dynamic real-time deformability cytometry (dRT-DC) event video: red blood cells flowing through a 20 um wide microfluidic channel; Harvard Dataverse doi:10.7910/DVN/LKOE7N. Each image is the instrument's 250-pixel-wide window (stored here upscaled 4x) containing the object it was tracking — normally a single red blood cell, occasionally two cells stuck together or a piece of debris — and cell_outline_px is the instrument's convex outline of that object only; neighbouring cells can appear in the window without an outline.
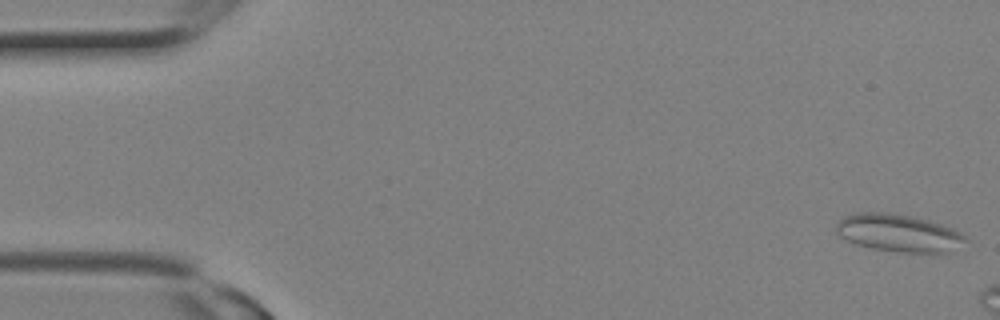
{"species": "Egyptian fruit bat (a non-hibernating species)", "species_latin": "Rousettus aegyptiacus", "temperature_condition": "room temperature", "stored_images_in_passage": 5, "camera_frame_rate_fps": 3000, "um_per_image_px": 0.085, "animal": {"sex": "female"}, "frame": {"image": 1, "passage_image": 1, "time_ms": 0.0, "image_size_px": [1000, 320], "cell_outline_px": [[968, 240], [948, 252], [936, 256], [900, 252], [872, 248], [856, 244], [840, 236], [836, 232], [836, 224], [844, 216], [852, 212], [888, 212], [912, 216], [928, 220], [952, 228], [960, 232]], "centroid_in_image_um": [76.4, 19.82], "position_along_channel_um": 8.6, "area_um2": 28.84}}